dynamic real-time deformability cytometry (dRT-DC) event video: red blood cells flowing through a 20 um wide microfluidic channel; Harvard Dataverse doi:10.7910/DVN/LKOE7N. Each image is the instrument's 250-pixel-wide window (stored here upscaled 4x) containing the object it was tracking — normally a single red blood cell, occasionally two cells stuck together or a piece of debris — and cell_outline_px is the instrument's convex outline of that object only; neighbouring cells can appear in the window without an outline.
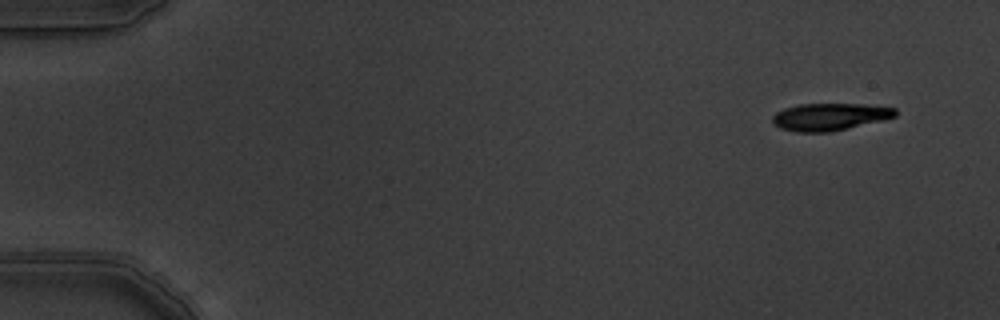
{"species": "common noctule bat (a hibernating species)", "species_latin": "Nyctalus noctula", "temperature_condition": "warm", "stored_images_in_passage": 6, "segment_of_instrument_passage": [1, 2], "camera_frame_rate_fps": 3000, "um_per_image_px": 0.085, "animal": {"sex": "male", "body_mass_g": 19.5, "forearm_length_mm": 54.6}, "frame": {"image": 1, "passage_image": 1, "time_ms": 0.0, "image_size_px": [1000, 320], "cell_outline_px": [[896, 116], [884, 120], [828, 132], [796, 132], [780, 128], [772, 124], [772, 116], [776, 112], [784, 108], [800, 104], [864, 104], [896, 108]], "centroid_in_image_um": [70.5, 9.92], "position_along_channel_um": 14.5, "area_um2": 19.54}}
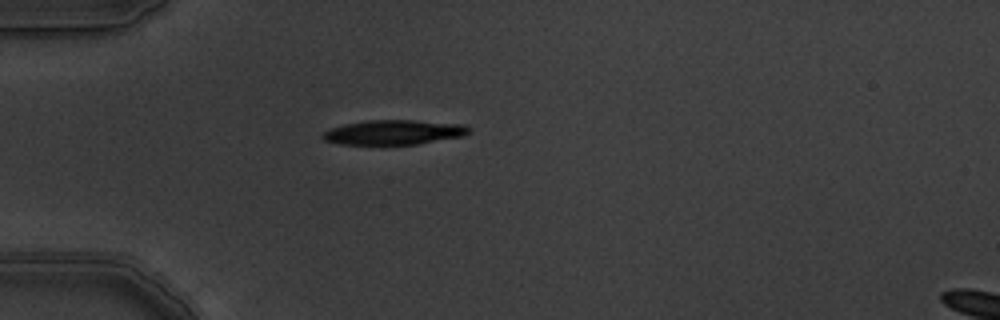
{"frame": {"image": 2, "passage_image": 5, "time_ms": 1.333, "image_size_px": [1000, 320], "cell_outline_px": [[468, 132], [464, 136], [416, 144], [340, 144], [324, 140], [320, 136], [324, 132], [332, 128], [344, 124], [368, 120], [412, 120], [464, 124], [468, 128]], "centroid_in_image_um": [33.45, 11.24], "position_along_channel_um": 51.5, "area_um2": 20.81}}